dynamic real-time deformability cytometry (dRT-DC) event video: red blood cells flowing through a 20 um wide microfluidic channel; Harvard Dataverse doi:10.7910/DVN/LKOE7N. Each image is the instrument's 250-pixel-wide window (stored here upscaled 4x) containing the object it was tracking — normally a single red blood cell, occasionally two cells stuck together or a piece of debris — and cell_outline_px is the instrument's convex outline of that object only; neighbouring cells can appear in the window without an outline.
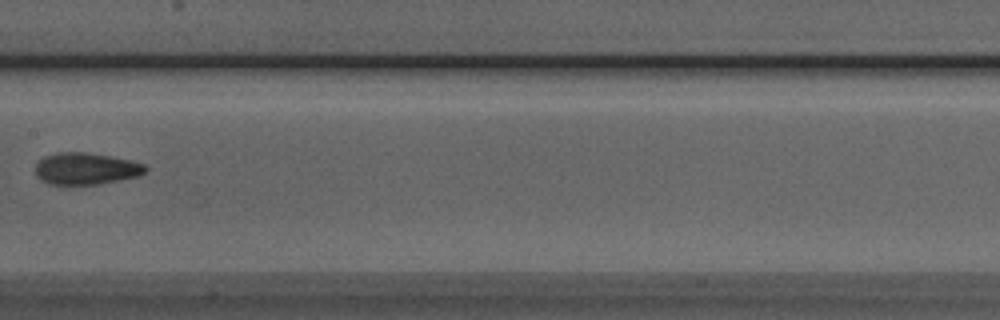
{"species": "Egyptian fruit bat (a non-hibernating species)", "species_latin": "Rousettus aegyptiacus", "temperature_condition": "room temperature", "stored_images_in_passage": 7, "camera_frame_rate_fps": 3000, "um_per_image_px": 0.085, "animal": {"sex": "male"}, "frame": {"image": 1, "passage_image": 6, "time_ms": 1.667, "image_size_px": [1000, 320], "cell_outline_px": [[148, 168], [140, 176], [100, 184], [48, 184], [40, 180], [36, 176], [36, 164], [44, 156], [56, 152], [88, 152], [112, 156], [144, 164]], "centroid_in_image_um": [7.29, 14.33], "position_along_channel_um": 200.1, "area_um2": 20.52}}
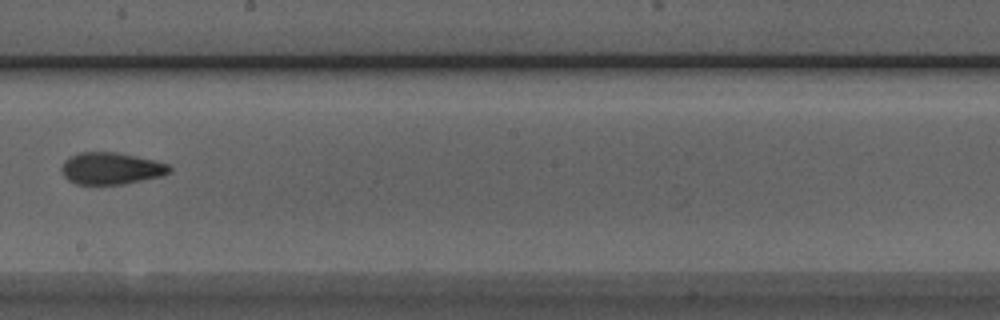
{"frame": {"image": 2, "passage_image": 7, "time_ms": 2.0, "image_size_px": [1000, 320], "cell_outline_px": [[172, 172], [164, 176], [124, 184], [76, 184], [68, 180], [64, 176], [60, 168], [64, 160], [68, 156], [80, 152], [116, 152], [156, 160], [168, 164], [172, 168]], "centroid_in_image_um": [9.46, 14.31], "position_along_channel_um": 238.7, "area_um2": 20.4}}